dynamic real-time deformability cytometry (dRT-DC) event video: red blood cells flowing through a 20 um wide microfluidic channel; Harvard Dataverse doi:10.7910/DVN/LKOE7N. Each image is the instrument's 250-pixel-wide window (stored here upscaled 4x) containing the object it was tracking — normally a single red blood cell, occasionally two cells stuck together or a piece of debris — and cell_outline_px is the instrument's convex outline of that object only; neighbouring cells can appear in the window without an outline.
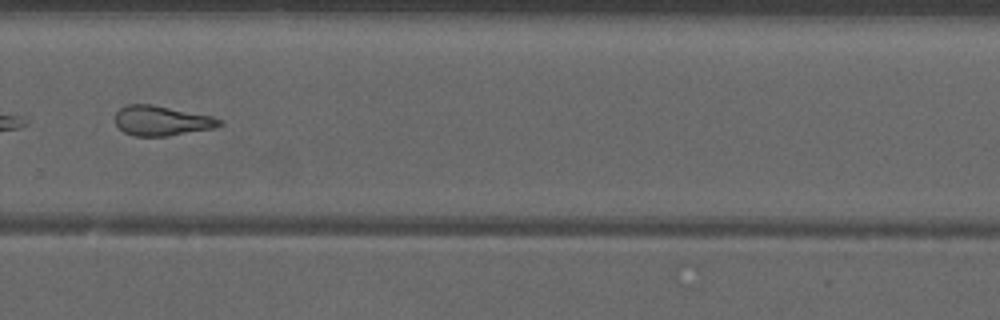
{"species": "common noctule bat (a hibernating species)", "species_latin": "Nyctalus noctula", "temperature_condition": "warm", "stored_images_in_passage": 50, "camera_frame_rate_fps": 3000, "um_per_image_px": 0.085, "animal": {"sex": "male", "forearm_length_mm": 52.5}, "frame": {"image": 1, "passage_image": 36, "time_ms": 11.667, "image_size_px": [1000, 320], "cell_outline_px": [[224, 124], [212, 128], [168, 136], [132, 136], [124, 132], [116, 124], [116, 112], [120, 108], [128, 104], [152, 104], [212, 116], [224, 120]], "centroid_in_image_um": [13.75, 10.26], "position_along_channel_um": 316.1, "area_um2": 18.15}}
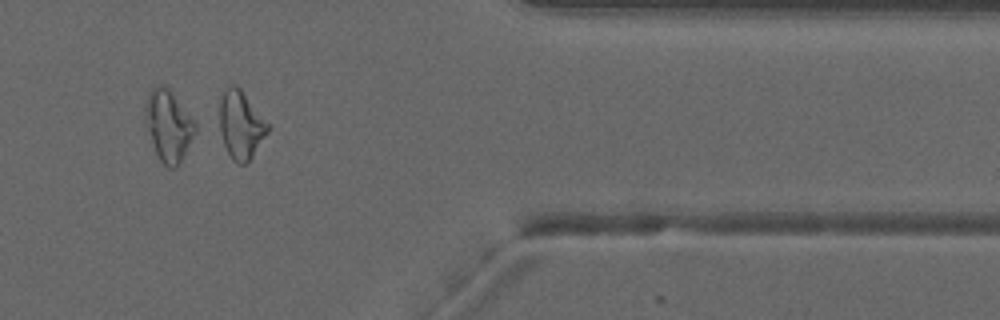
{"frame": {"image": 2, "passage_image": 43, "time_ms": 14.0, "image_size_px": [1000, 320], "cell_outline_px": [[268, 132], [252, 156], [244, 164], [236, 164], [232, 160], [224, 144], [220, 132], [220, 100], [228, 84], [236, 84], [240, 88], [268, 124]], "centroid_in_image_um": [20.45, 10.61], "position_along_channel_um": 391.0, "area_um2": 18.73}, "authors_computed_cell_mechanics": {"area_um2": 22.5998, "velocity_mm_per_s": 3.9711, "shape_relaxation_time_tau1_ms": null, "shape_relaxation_time_tau2_ms": 3.9308, "deformation_change_tau1": null, "deformation_change_tau2": 0.1485}}